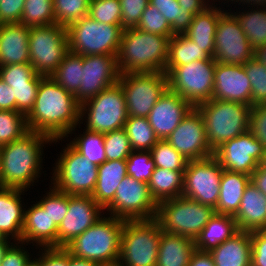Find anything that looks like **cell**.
<instances>
[{"instance_id":"obj_59","label":"cell","mask_w":266,"mask_h":266,"mask_svg":"<svg viewBox=\"0 0 266 266\" xmlns=\"http://www.w3.org/2000/svg\"><path fill=\"white\" fill-rule=\"evenodd\" d=\"M188 266H215V264L209 252H202L196 249L191 255Z\"/></svg>"},{"instance_id":"obj_49","label":"cell","mask_w":266,"mask_h":266,"mask_svg":"<svg viewBox=\"0 0 266 266\" xmlns=\"http://www.w3.org/2000/svg\"><path fill=\"white\" fill-rule=\"evenodd\" d=\"M88 15L106 24H121L120 0H90Z\"/></svg>"},{"instance_id":"obj_7","label":"cell","mask_w":266,"mask_h":266,"mask_svg":"<svg viewBox=\"0 0 266 266\" xmlns=\"http://www.w3.org/2000/svg\"><path fill=\"white\" fill-rule=\"evenodd\" d=\"M161 234L155 218L124 221L117 266H156Z\"/></svg>"},{"instance_id":"obj_58","label":"cell","mask_w":266,"mask_h":266,"mask_svg":"<svg viewBox=\"0 0 266 266\" xmlns=\"http://www.w3.org/2000/svg\"><path fill=\"white\" fill-rule=\"evenodd\" d=\"M12 87L0 78V110L16 111V99Z\"/></svg>"},{"instance_id":"obj_44","label":"cell","mask_w":266,"mask_h":266,"mask_svg":"<svg viewBox=\"0 0 266 266\" xmlns=\"http://www.w3.org/2000/svg\"><path fill=\"white\" fill-rule=\"evenodd\" d=\"M244 68L251 82V106L266 103V66L253 57Z\"/></svg>"},{"instance_id":"obj_43","label":"cell","mask_w":266,"mask_h":266,"mask_svg":"<svg viewBox=\"0 0 266 266\" xmlns=\"http://www.w3.org/2000/svg\"><path fill=\"white\" fill-rule=\"evenodd\" d=\"M155 167L173 171H185L188 160H186L166 140H158L150 150Z\"/></svg>"},{"instance_id":"obj_55","label":"cell","mask_w":266,"mask_h":266,"mask_svg":"<svg viewBox=\"0 0 266 266\" xmlns=\"http://www.w3.org/2000/svg\"><path fill=\"white\" fill-rule=\"evenodd\" d=\"M251 266H266V229L250 232Z\"/></svg>"},{"instance_id":"obj_23","label":"cell","mask_w":266,"mask_h":266,"mask_svg":"<svg viewBox=\"0 0 266 266\" xmlns=\"http://www.w3.org/2000/svg\"><path fill=\"white\" fill-rule=\"evenodd\" d=\"M29 30L22 23L0 25V66L30 64Z\"/></svg>"},{"instance_id":"obj_60","label":"cell","mask_w":266,"mask_h":266,"mask_svg":"<svg viewBox=\"0 0 266 266\" xmlns=\"http://www.w3.org/2000/svg\"><path fill=\"white\" fill-rule=\"evenodd\" d=\"M177 1H178L181 8L188 10L189 12L193 13L194 15L201 13L208 6H210L205 2V0H177Z\"/></svg>"},{"instance_id":"obj_37","label":"cell","mask_w":266,"mask_h":266,"mask_svg":"<svg viewBox=\"0 0 266 266\" xmlns=\"http://www.w3.org/2000/svg\"><path fill=\"white\" fill-rule=\"evenodd\" d=\"M124 130L132 149L136 151H150L159 140L145 117L129 116L125 122Z\"/></svg>"},{"instance_id":"obj_56","label":"cell","mask_w":266,"mask_h":266,"mask_svg":"<svg viewBox=\"0 0 266 266\" xmlns=\"http://www.w3.org/2000/svg\"><path fill=\"white\" fill-rule=\"evenodd\" d=\"M25 0H0V25L20 23Z\"/></svg>"},{"instance_id":"obj_62","label":"cell","mask_w":266,"mask_h":266,"mask_svg":"<svg viewBox=\"0 0 266 266\" xmlns=\"http://www.w3.org/2000/svg\"><path fill=\"white\" fill-rule=\"evenodd\" d=\"M68 266H101L99 263L70 255Z\"/></svg>"},{"instance_id":"obj_33","label":"cell","mask_w":266,"mask_h":266,"mask_svg":"<svg viewBox=\"0 0 266 266\" xmlns=\"http://www.w3.org/2000/svg\"><path fill=\"white\" fill-rule=\"evenodd\" d=\"M184 171L155 167L148 182L150 193L158 204L182 196Z\"/></svg>"},{"instance_id":"obj_38","label":"cell","mask_w":266,"mask_h":266,"mask_svg":"<svg viewBox=\"0 0 266 266\" xmlns=\"http://www.w3.org/2000/svg\"><path fill=\"white\" fill-rule=\"evenodd\" d=\"M149 3L167 19L174 34H183L194 18V14L181 8L177 0H150Z\"/></svg>"},{"instance_id":"obj_14","label":"cell","mask_w":266,"mask_h":266,"mask_svg":"<svg viewBox=\"0 0 266 266\" xmlns=\"http://www.w3.org/2000/svg\"><path fill=\"white\" fill-rule=\"evenodd\" d=\"M223 168L214 156L188 161L182 196L216 209Z\"/></svg>"},{"instance_id":"obj_26","label":"cell","mask_w":266,"mask_h":266,"mask_svg":"<svg viewBox=\"0 0 266 266\" xmlns=\"http://www.w3.org/2000/svg\"><path fill=\"white\" fill-rule=\"evenodd\" d=\"M24 190L0 187V230L20 244L24 223V211L21 204V193Z\"/></svg>"},{"instance_id":"obj_3","label":"cell","mask_w":266,"mask_h":266,"mask_svg":"<svg viewBox=\"0 0 266 266\" xmlns=\"http://www.w3.org/2000/svg\"><path fill=\"white\" fill-rule=\"evenodd\" d=\"M169 37L151 34L138 28L124 29L117 65L120 74L163 72L168 61Z\"/></svg>"},{"instance_id":"obj_40","label":"cell","mask_w":266,"mask_h":266,"mask_svg":"<svg viewBox=\"0 0 266 266\" xmlns=\"http://www.w3.org/2000/svg\"><path fill=\"white\" fill-rule=\"evenodd\" d=\"M29 132L26 115L0 110V146L7 145Z\"/></svg>"},{"instance_id":"obj_39","label":"cell","mask_w":266,"mask_h":266,"mask_svg":"<svg viewBox=\"0 0 266 266\" xmlns=\"http://www.w3.org/2000/svg\"><path fill=\"white\" fill-rule=\"evenodd\" d=\"M70 145L96 166L106 161L103 133L86 130L84 135L73 139Z\"/></svg>"},{"instance_id":"obj_15","label":"cell","mask_w":266,"mask_h":266,"mask_svg":"<svg viewBox=\"0 0 266 266\" xmlns=\"http://www.w3.org/2000/svg\"><path fill=\"white\" fill-rule=\"evenodd\" d=\"M157 205L148 183L127 175L117 187L115 198L104 210L124 221L146 220L155 218Z\"/></svg>"},{"instance_id":"obj_31","label":"cell","mask_w":266,"mask_h":266,"mask_svg":"<svg viewBox=\"0 0 266 266\" xmlns=\"http://www.w3.org/2000/svg\"><path fill=\"white\" fill-rule=\"evenodd\" d=\"M251 176L241 172H231L223 169L220 182L219 200L215 213L235 216L240 201Z\"/></svg>"},{"instance_id":"obj_6","label":"cell","mask_w":266,"mask_h":266,"mask_svg":"<svg viewBox=\"0 0 266 266\" xmlns=\"http://www.w3.org/2000/svg\"><path fill=\"white\" fill-rule=\"evenodd\" d=\"M122 31L121 24H106L84 16L67 27L69 51L82 56H117Z\"/></svg>"},{"instance_id":"obj_22","label":"cell","mask_w":266,"mask_h":266,"mask_svg":"<svg viewBox=\"0 0 266 266\" xmlns=\"http://www.w3.org/2000/svg\"><path fill=\"white\" fill-rule=\"evenodd\" d=\"M251 90L244 65L216 62L213 99L251 105Z\"/></svg>"},{"instance_id":"obj_69","label":"cell","mask_w":266,"mask_h":266,"mask_svg":"<svg viewBox=\"0 0 266 266\" xmlns=\"http://www.w3.org/2000/svg\"><path fill=\"white\" fill-rule=\"evenodd\" d=\"M29 266H36L33 262Z\"/></svg>"},{"instance_id":"obj_30","label":"cell","mask_w":266,"mask_h":266,"mask_svg":"<svg viewBox=\"0 0 266 266\" xmlns=\"http://www.w3.org/2000/svg\"><path fill=\"white\" fill-rule=\"evenodd\" d=\"M195 250L191 238L162 231L156 266H188Z\"/></svg>"},{"instance_id":"obj_1","label":"cell","mask_w":266,"mask_h":266,"mask_svg":"<svg viewBox=\"0 0 266 266\" xmlns=\"http://www.w3.org/2000/svg\"><path fill=\"white\" fill-rule=\"evenodd\" d=\"M29 131L49 136L52 142L68 137L80 119V104L50 76L40 80L34 107L26 116Z\"/></svg>"},{"instance_id":"obj_46","label":"cell","mask_w":266,"mask_h":266,"mask_svg":"<svg viewBox=\"0 0 266 266\" xmlns=\"http://www.w3.org/2000/svg\"><path fill=\"white\" fill-rule=\"evenodd\" d=\"M106 160H126L133 151L124 128L104 133Z\"/></svg>"},{"instance_id":"obj_68","label":"cell","mask_w":266,"mask_h":266,"mask_svg":"<svg viewBox=\"0 0 266 266\" xmlns=\"http://www.w3.org/2000/svg\"><path fill=\"white\" fill-rule=\"evenodd\" d=\"M0 187H1V146H0Z\"/></svg>"},{"instance_id":"obj_19","label":"cell","mask_w":266,"mask_h":266,"mask_svg":"<svg viewBox=\"0 0 266 266\" xmlns=\"http://www.w3.org/2000/svg\"><path fill=\"white\" fill-rule=\"evenodd\" d=\"M82 64V82L75 94L80 105L118 83L120 76L117 56L86 55L82 56Z\"/></svg>"},{"instance_id":"obj_21","label":"cell","mask_w":266,"mask_h":266,"mask_svg":"<svg viewBox=\"0 0 266 266\" xmlns=\"http://www.w3.org/2000/svg\"><path fill=\"white\" fill-rule=\"evenodd\" d=\"M193 106L179 94L167 90L155 103L147 116L159 140H166Z\"/></svg>"},{"instance_id":"obj_67","label":"cell","mask_w":266,"mask_h":266,"mask_svg":"<svg viewBox=\"0 0 266 266\" xmlns=\"http://www.w3.org/2000/svg\"><path fill=\"white\" fill-rule=\"evenodd\" d=\"M260 166L263 167L264 169H266V151H265V155L263 156V159L260 163Z\"/></svg>"},{"instance_id":"obj_5","label":"cell","mask_w":266,"mask_h":266,"mask_svg":"<svg viewBox=\"0 0 266 266\" xmlns=\"http://www.w3.org/2000/svg\"><path fill=\"white\" fill-rule=\"evenodd\" d=\"M195 108L203 117L207 140L213 152L249 129L251 105L212 98Z\"/></svg>"},{"instance_id":"obj_16","label":"cell","mask_w":266,"mask_h":266,"mask_svg":"<svg viewBox=\"0 0 266 266\" xmlns=\"http://www.w3.org/2000/svg\"><path fill=\"white\" fill-rule=\"evenodd\" d=\"M247 36L236 17L223 12L216 26L214 60L218 63L245 65L254 57Z\"/></svg>"},{"instance_id":"obj_34","label":"cell","mask_w":266,"mask_h":266,"mask_svg":"<svg viewBox=\"0 0 266 266\" xmlns=\"http://www.w3.org/2000/svg\"><path fill=\"white\" fill-rule=\"evenodd\" d=\"M207 59H211V57L184 34H174L169 39L166 66L187 65L193 61Z\"/></svg>"},{"instance_id":"obj_36","label":"cell","mask_w":266,"mask_h":266,"mask_svg":"<svg viewBox=\"0 0 266 266\" xmlns=\"http://www.w3.org/2000/svg\"><path fill=\"white\" fill-rule=\"evenodd\" d=\"M82 70V55L69 51L50 77L66 91L75 95L82 82Z\"/></svg>"},{"instance_id":"obj_11","label":"cell","mask_w":266,"mask_h":266,"mask_svg":"<svg viewBox=\"0 0 266 266\" xmlns=\"http://www.w3.org/2000/svg\"><path fill=\"white\" fill-rule=\"evenodd\" d=\"M85 111L88 115L86 130L104 134L124 128L128 115L120 84L116 83L82 103L80 119H83Z\"/></svg>"},{"instance_id":"obj_47","label":"cell","mask_w":266,"mask_h":266,"mask_svg":"<svg viewBox=\"0 0 266 266\" xmlns=\"http://www.w3.org/2000/svg\"><path fill=\"white\" fill-rule=\"evenodd\" d=\"M126 165L128 176L146 183L149 182L151 175L155 170V163L150 151L137 152L136 150H133L126 159Z\"/></svg>"},{"instance_id":"obj_8","label":"cell","mask_w":266,"mask_h":266,"mask_svg":"<svg viewBox=\"0 0 266 266\" xmlns=\"http://www.w3.org/2000/svg\"><path fill=\"white\" fill-rule=\"evenodd\" d=\"M214 214L212 207L180 196L158 203L155 219L162 231L195 241Z\"/></svg>"},{"instance_id":"obj_50","label":"cell","mask_w":266,"mask_h":266,"mask_svg":"<svg viewBox=\"0 0 266 266\" xmlns=\"http://www.w3.org/2000/svg\"><path fill=\"white\" fill-rule=\"evenodd\" d=\"M50 189L47 196L37 202L44 210L47 211L51 221L59 226L67 214L68 210V194L54 187Z\"/></svg>"},{"instance_id":"obj_42","label":"cell","mask_w":266,"mask_h":266,"mask_svg":"<svg viewBox=\"0 0 266 266\" xmlns=\"http://www.w3.org/2000/svg\"><path fill=\"white\" fill-rule=\"evenodd\" d=\"M90 0H53L55 24L68 27L88 15Z\"/></svg>"},{"instance_id":"obj_32","label":"cell","mask_w":266,"mask_h":266,"mask_svg":"<svg viewBox=\"0 0 266 266\" xmlns=\"http://www.w3.org/2000/svg\"><path fill=\"white\" fill-rule=\"evenodd\" d=\"M238 231L233 216L215 213L195 239V248L202 252H210Z\"/></svg>"},{"instance_id":"obj_51","label":"cell","mask_w":266,"mask_h":266,"mask_svg":"<svg viewBox=\"0 0 266 266\" xmlns=\"http://www.w3.org/2000/svg\"><path fill=\"white\" fill-rule=\"evenodd\" d=\"M150 0H120L121 28H136L142 13L149 5Z\"/></svg>"},{"instance_id":"obj_52","label":"cell","mask_w":266,"mask_h":266,"mask_svg":"<svg viewBox=\"0 0 266 266\" xmlns=\"http://www.w3.org/2000/svg\"><path fill=\"white\" fill-rule=\"evenodd\" d=\"M39 85H12L16 99V111L28 115L34 107Z\"/></svg>"},{"instance_id":"obj_12","label":"cell","mask_w":266,"mask_h":266,"mask_svg":"<svg viewBox=\"0 0 266 266\" xmlns=\"http://www.w3.org/2000/svg\"><path fill=\"white\" fill-rule=\"evenodd\" d=\"M118 83L123 89L127 115L147 118L159 98L169 89L163 72H134L120 74Z\"/></svg>"},{"instance_id":"obj_28","label":"cell","mask_w":266,"mask_h":266,"mask_svg":"<svg viewBox=\"0 0 266 266\" xmlns=\"http://www.w3.org/2000/svg\"><path fill=\"white\" fill-rule=\"evenodd\" d=\"M223 12L211 5L208 6L201 13L194 15L188 29L183 33L211 58L215 51L216 26Z\"/></svg>"},{"instance_id":"obj_4","label":"cell","mask_w":266,"mask_h":266,"mask_svg":"<svg viewBox=\"0 0 266 266\" xmlns=\"http://www.w3.org/2000/svg\"><path fill=\"white\" fill-rule=\"evenodd\" d=\"M102 217L64 248L72 256L97 262L101 266H117L124 220L112 215Z\"/></svg>"},{"instance_id":"obj_63","label":"cell","mask_w":266,"mask_h":266,"mask_svg":"<svg viewBox=\"0 0 266 266\" xmlns=\"http://www.w3.org/2000/svg\"><path fill=\"white\" fill-rule=\"evenodd\" d=\"M254 57L266 66V45L258 48L254 53Z\"/></svg>"},{"instance_id":"obj_54","label":"cell","mask_w":266,"mask_h":266,"mask_svg":"<svg viewBox=\"0 0 266 266\" xmlns=\"http://www.w3.org/2000/svg\"><path fill=\"white\" fill-rule=\"evenodd\" d=\"M35 260L36 266H68L69 252L64 247H44V253Z\"/></svg>"},{"instance_id":"obj_20","label":"cell","mask_w":266,"mask_h":266,"mask_svg":"<svg viewBox=\"0 0 266 266\" xmlns=\"http://www.w3.org/2000/svg\"><path fill=\"white\" fill-rule=\"evenodd\" d=\"M103 208L88 195H69L68 210L57 231V247H65L86 229L94 225Z\"/></svg>"},{"instance_id":"obj_17","label":"cell","mask_w":266,"mask_h":266,"mask_svg":"<svg viewBox=\"0 0 266 266\" xmlns=\"http://www.w3.org/2000/svg\"><path fill=\"white\" fill-rule=\"evenodd\" d=\"M265 151L266 148L248 130L223 143L214 151L213 156L224 170L251 176L260 165Z\"/></svg>"},{"instance_id":"obj_18","label":"cell","mask_w":266,"mask_h":266,"mask_svg":"<svg viewBox=\"0 0 266 266\" xmlns=\"http://www.w3.org/2000/svg\"><path fill=\"white\" fill-rule=\"evenodd\" d=\"M166 141L188 161L202 160L214 154L207 140L203 117L194 107Z\"/></svg>"},{"instance_id":"obj_35","label":"cell","mask_w":266,"mask_h":266,"mask_svg":"<svg viewBox=\"0 0 266 266\" xmlns=\"http://www.w3.org/2000/svg\"><path fill=\"white\" fill-rule=\"evenodd\" d=\"M242 12L239 15L233 14L243 32L249 40L251 48L256 51L266 45V9Z\"/></svg>"},{"instance_id":"obj_48","label":"cell","mask_w":266,"mask_h":266,"mask_svg":"<svg viewBox=\"0 0 266 266\" xmlns=\"http://www.w3.org/2000/svg\"><path fill=\"white\" fill-rule=\"evenodd\" d=\"M136 28L144 32L158 34L169 38L174 35L167 19L150 3L142 13Z\"/></svg>"},{"instance_id":"obj_9","label":"cell","mask_w":266,"mask_h":266,"mask_svg":"<svg viewBox=\"0 0 266 266\" xmlns=\"http://www.w3.org/2000/svg\"><path fill=\"white\" fill-rule=\"evenodd\" d=\"M214 58L193 61L187 65L166 66L169 90L179 94L194 108L213 98Z\"/></svg>"},{"instance_id":"obj_24","label":"cell","mask_w":266,"mask_h":266,"mask_svg":"<svg viewBox=\"0 0 266 266\" xmlns=\"http://www.w3.org/2000/svg\"><path fill=\"white\" fill-rule=\"evenodd\" d=\"M58 226L38 203L24 211L21 244L35 241L43 247H57Z\"/></svg>"},{"instance_id":"obj_25","label":"cell","mask_w":266,"mask_h":266,"mask_svg":"<svg viewBox=\"0 0 266 266\" xmlns=\"http://www.w3.org/2000/svg\"><path fill=\"white\" fill-rule=\"evenodd\" d=\"M234 219L241 231L266 229V196L251 181L244 190Z\"/></svg>"},{"instance_id":"obj_66","label":"cell","mask_w":266,"mask_h":266,"mask_svg":"<svg viewBox=\"0 0 266 266\" xmlns=\"http://www.w3.org/2000/svg\"><path fill=\"white\" fill-rule=\"evenodd\" d=\"M9 238L0 230V244H8L10 243L8 241Z\"/></svg>"},{"instance_id":"obj_65","label":"cell","mask_w":266,"mask_h":266,"mask_svg":"<svg viewBox=\"0 0 266 266\" xmlns=\"http://www.w3.org/2000/svg\"><path fill=\"white\" fill-rule=\"evenodd\" d=\"M10 246L9 244H0V265L3 260L4 254L7 251L8 247Z\"/></svg>"},{"instance_id":"obj_57","label":"cell","mask_w":266,"mask_h":266,"mask_svg":"<svg viewBox=\"0 0 266 266\" xmlns=\"http://www.w3.org/2000/svg\"><path fill=\"white\" fill-rule=\"evenodd\" d=\"M13 245L8 247L0 266H29L32 260L27 251L23 250V247Z\"/></svg>"},{"instance_id":"obj_13","label":"cell","mask_w":266,"mask_h":266,"mask_svg":"<svg viewBox=\"0 0 266 266\" xmlns=\"http://www.w3.org/2000/svg\"><path fill=\"white\" fill-rule=\"evenodd\" d=\"M65 148L53 170V187L69 195L91 196L97 183L98 166L70 144Z\"/></svg>"},{"instance_id":"obj_53","label":"cell","mask_w":266,"mask_h":266,"mask_svg":"<svg viewBox=\"0 0 266 266\" xmlns=\"http://www.w3.org/2000/svg\"><path fill=\"white\" fill-rule=\"evenodd\" d=\"M248 130L266 148V103L251 108Z\"/></svg>"},{"instance_id":"obj_27","label":"cell","mask_w":266,"mask_h":266,"mask_svg":"<svg viewBox=\"0 0 266 266\" xmlns=\"http://www.w3.org/2000/svg\"><path fill=\"white\" fill-rule=\"evenodd\" d=\"M209 253L215 266H251L250 232L239 230Z\"/></svg>"},{"instance_id":"obj_41","label":"cell","mask_w":266,"mask_h":266,"mask_svg":"<svg viewBox=\"0 0 266 266\" xmlns=\"http://www.w3.org/2000/svg\"><path fill=\"white\" fill-rule=\"evenodd\" d=\"M20 23L28 27L55 24L53 0H25Z\"/></svg>"},{"instance_id":"obj_29","label":"cell","mask_w":266,"mask_h":266,"mask_svg":"<svg viewBox=\"0 0 266 266\" xmlns=\"http://www.w3.org/2000/svg\"><path fill=\"white\" fill-rule=\"evenodd\" d=\"M127 176L126 160L109 161L98 166V177L91 197L105 209L115 198L117 187Z\"/></svg>"},{"instance_id":"obj_2","label":"cell","mask_w":266,"mask_h":266,"mask_svg":"<svg viewBox=\"0 0 266 266\" xmlns=\"http://www.w3.org/2000/svg\"><path fill=\"white\" fill-rule=\"evenodd\" d=\"M49 142L52 143L49 136L29 131L1 146V187L28 189L40 173L42 147Z\"/></svg>"},{"instance_id":"obj_45","label":"cell","mask_w":266,"mask_h":266,"mask_svg":"<svg viewBox=\"0 0 266 266\" xmlns=\"http://www.w3.org/2000/svg\"><path fill=\"white\" fill-rule=\"evenodd\" d=\"M44 76L38 75L31 64H10L0 66V78L12 85H39Z\"/></svg>"},{"instance_id":"obj_64","label":"cell","mask_w":266,"mask_h":266,"mask_svg":"<svg viewBox=\"0 0 266 266\" xmlns=\"http://www.w3.org/2000/svg\"><path fill=\"white\" fill-rule=\"evenodd\" d=\"M231 1H236L237 3H238V1L243 2V3L246 2V4L247 3L248 4L251 3L250 5H254V6L256 4L257 5V8H258L259 5L262 6V7L266 5V0H231Z\"/></svg>"},{"instance_id":"obj_10","label":"cell","mask_w":266,"mask_h":266,"mask_svg":"<svg viewBox=\"0 0 266 266\" xmlns=\"http://www.w3.org/2000/svg\"><path fill=\"white\" fill-rule=\"evenodd\" d=\"M30 64L38 75L51 76L69 53L67 28L59 24L29 30Z\"/></svg>"},{"instance_id":"obj_61","label":"cell","mask_w":266,"mask_h":266,"mask_svg":"<svg viewBox=\"0 0 266 266\" xmlns=\"http://www.w3.org/2000/svg\"><path fill=\"white\" fill-rule=\"evenodd\" d=\"M251 182L266 196V169L259 165L251 175Z\"/></svg>"}]
</instances>
